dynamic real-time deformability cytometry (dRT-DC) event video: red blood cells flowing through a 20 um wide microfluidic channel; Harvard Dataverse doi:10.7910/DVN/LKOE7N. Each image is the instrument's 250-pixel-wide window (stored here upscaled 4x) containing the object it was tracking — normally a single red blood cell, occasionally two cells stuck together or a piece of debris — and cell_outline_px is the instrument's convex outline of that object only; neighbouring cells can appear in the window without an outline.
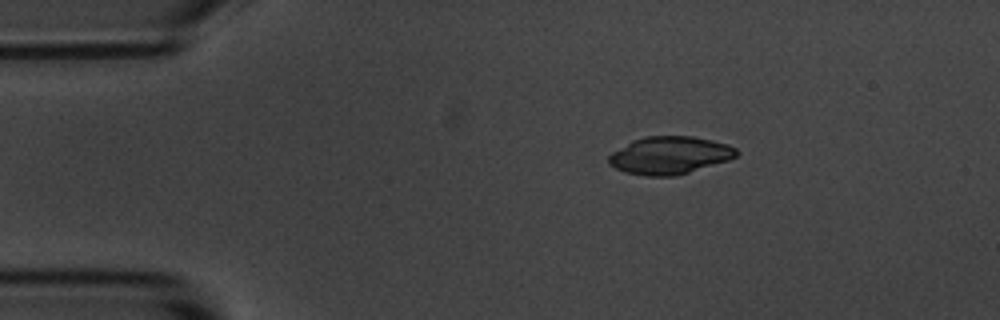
{"species": "common noctule bat (a hibernating species)", "species_latin": "Nyctalus noctula", "temperature_condition": "room temperature", "stored_images_in_passage": 5, "camera_frame_rate_fps": 3000, "um_per_image_px": 0.085, "animal": {"sex": "male", "body_mass_g": 20.1, "forearm_length_mm": 53.5}, "frame": {"image": 1, "passage_image": 2, "time_ms": 1.0, "image_size_px": [1000, 320], "cell_outline_px": [[740, 152], [736, 156], [728, 160], [676, 176], [644, 176], [624, 172], [608, 164], [608, 156], [612, 152], [632, 140], [644, 136], [692, 136], [712, 140], [728, 144], [736, 148]], "centroid_in_image_um": [56.91, 13.2], "position_along_channel_um": 28.1, "area_um2": 28.15}}
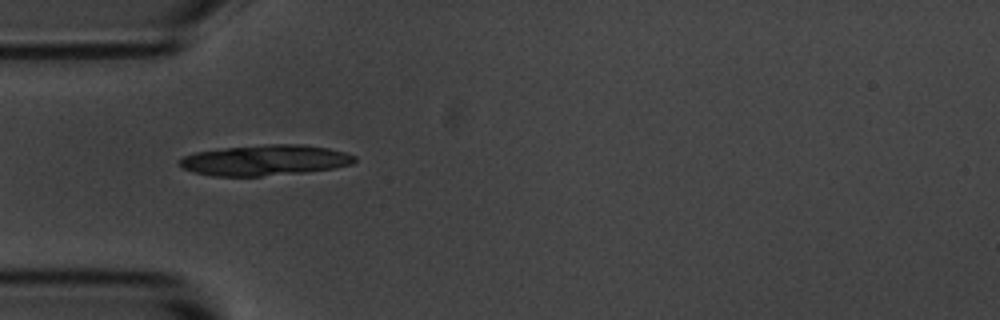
{"frame": {"image": 2, "passage_image": 4, "time_ms": 3.333, "image_size_px": [1000, 320], "cell_outline_px": [[356, 160], [352, 164], [332, 168], [304, 172], [260, 176], [212, 176], [180, 168], [176, 164], [176, 160], [184, 156], [196, 152], [224, 148], [268, 144], [304, 144], [328, 148], [344, 152], [356, 156]], "centroid_in_image_um": [22.48, 13.61], "position_along_channel_um": 62.5, "area_um2": 31.27}}